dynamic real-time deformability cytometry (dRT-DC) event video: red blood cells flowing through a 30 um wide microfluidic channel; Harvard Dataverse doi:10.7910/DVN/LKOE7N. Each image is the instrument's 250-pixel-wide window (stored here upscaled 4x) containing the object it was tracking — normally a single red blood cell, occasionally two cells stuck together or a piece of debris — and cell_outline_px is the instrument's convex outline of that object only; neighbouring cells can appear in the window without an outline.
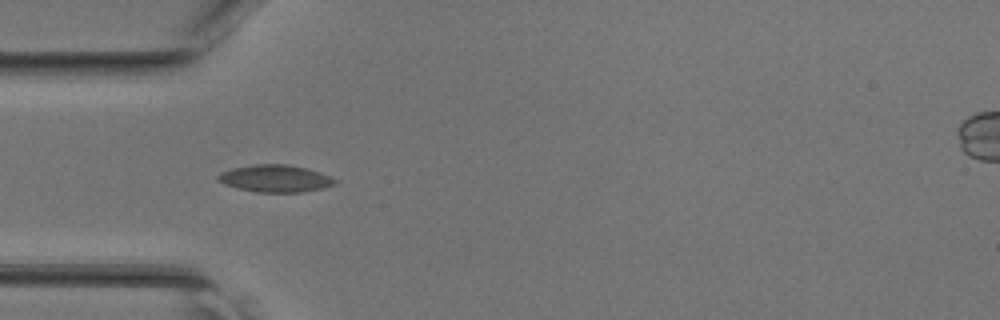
{"species": "common noctule bat (a hibernating species)", "species_latin": "Nyctalus noctula", "temperature_condition": "room temperature", "stored_images_in_passage": 33, "camera_frame_rate_fps": 3000, "um_per_image_px": 0.085, "animal": {"sex": "female", "body_mass_g": 17.0, "forearm_length_mm": 48.0}, "frame": {"image": 1, "passage_image": 1, "time_ms": 0.0, "image_size_px": [1000, 320], "cell_outline_px": [[336, 184], [324, 188], [300, 192], [256, 192], [236, 188], [224, 184], [216, 180], [216, 176], [220, 172], [232, 168], [252, 164], [288, 164], [304, 168], [328, 176], [336, 180]], "centroid_in_image_um": [23.32, 15.17], "position_along_channel_um": 61.7, "area_um2": 18.5}}
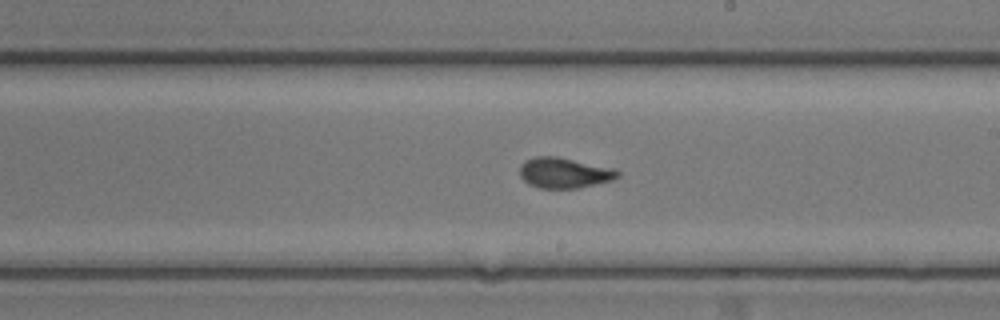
{"frame": {"image": 2, "passage_image": 13, "time_ms": 4.0, "image_size_px": [1000, 320], "cell_outline_px": [[620, 176], [612, 180], [576, 188], [540, 188], [528, 184], [520, 176], [520, 164], [524, 160], [536, 156], [556, 156], [612, 168], [620, 172]], "centroid_in_image_um": [47.92, 14.68], "position_along_channel_um": 241.1, "area_um2": 17.28}}
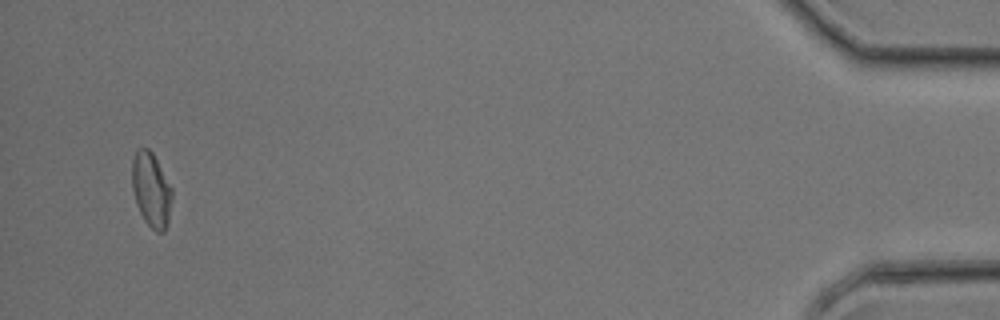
{"frame": {"image": 3, "passage_image": 31, "time_ms": 10.0, "image_size_px": [1000, 320], "cell_outline_px": [[172, 196], [168, 224], [164, 232], [156, 232], [144, 220], [136, 204], [132, 188], [132, 160], [136, 148], [148, 148], [152, 152], [172, 188]], "centroid_in_image_um": [12.85, 16.13], "position_along_channel_um": 422.4, "area_um2": 17.4}}